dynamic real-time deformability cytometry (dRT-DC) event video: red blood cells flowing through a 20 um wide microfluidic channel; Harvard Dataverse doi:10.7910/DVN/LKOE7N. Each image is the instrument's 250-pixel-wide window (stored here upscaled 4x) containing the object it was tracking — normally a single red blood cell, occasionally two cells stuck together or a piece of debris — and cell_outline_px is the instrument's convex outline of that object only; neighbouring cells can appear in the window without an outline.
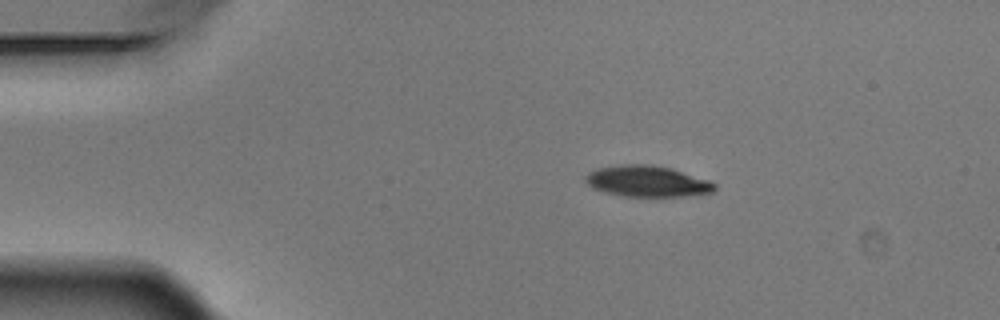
{"species": "Egyptian fruit bat (a non-hibernating species)", "species_latin": "Rousettus aegyptiacus", "temperature_condition": "warm", "stored_images_in_passage": 6, "camera_frame_rate_fps": 3000, "um_per_image_px": 0.085, "animal": {"sex": "male"}, "frame": {"image": 1, "passage_image": 2, "time_ms": 0.333, "image_size_px": [1000, 320], "cell_outline_px": [[716, 188], [712, 192], [684, 196], [624, 196], [608, 192], [596, 188], [588, 184], [584, 180], [584, 176], [588, 172], [596, 168], [620, 164], [652, 164], [672, 168], [708, 180], [716, 184]], "centroid_in_image_um": [55.01, 15.38], "position_along_channel_um": 30.0, "area_um2": 23.29}}
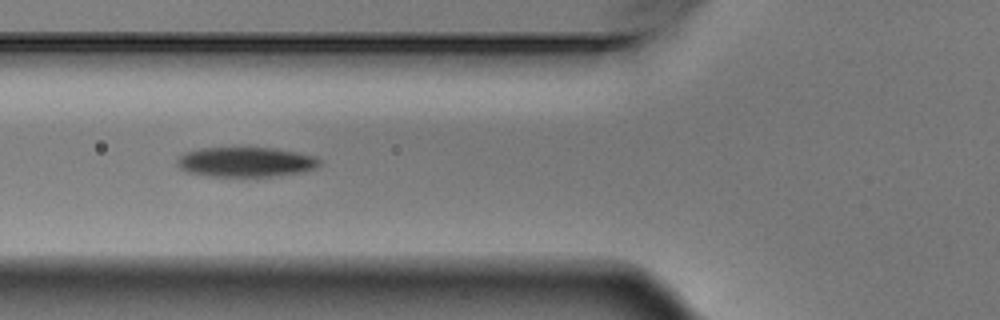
{"frame": {"image": 2, "passage_image": 5, "time_ms": 1.333, "image_size_px": [1000, 320], "cell_outline_px": [[320, 164], [312, 168], [300, 172], [272, 176], [208, 176], [188, 172], [180, 168], [176, 164], [176, 160], [184, 152], [200, 148], [272, 148], [296, 152], [316, 156], [320, 160]], "centroid_in_image_um": [20.84, 13.76], "position_along_channel_um": 105.0, "area_um2": 24.51}}
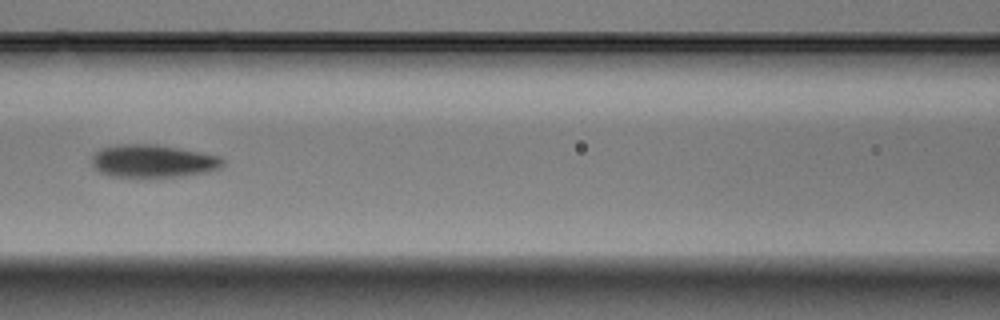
{"frame": {"image": 3, "passage_image": 6, "time_ms": 1.667, "image_size_px": [1000, 320], "cell_outline_px": [[224, 164], [220, 168], [208, 172], [180, 176], [140, 180], [112, 176], [100, 172], [92, 168], [92, 156], [100, 148], [116, 144], [156, 144], [180, 148], [220, 156], [224, 160]], "centroid_in_image_um": [12.97, 13.73], "position_along_channel_um": 153.6, "area_um2": 26.01}}